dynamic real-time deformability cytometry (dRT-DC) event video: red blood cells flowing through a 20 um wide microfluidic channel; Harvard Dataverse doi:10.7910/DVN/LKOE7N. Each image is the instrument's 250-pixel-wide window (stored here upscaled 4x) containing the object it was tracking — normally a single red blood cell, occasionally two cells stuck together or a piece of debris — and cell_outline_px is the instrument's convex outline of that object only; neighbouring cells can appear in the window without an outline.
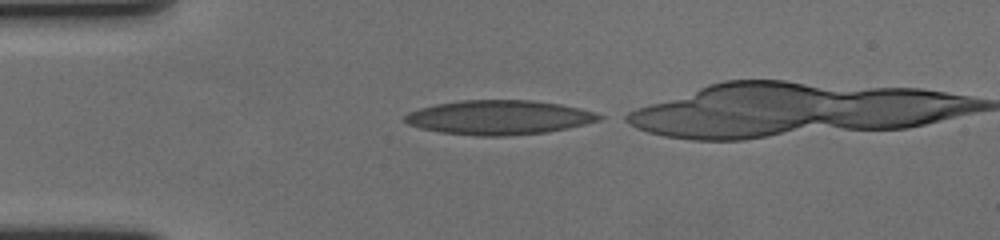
{"species": "human", "species_latin": "Homo sapiens", "temperature_condition": "cold", "stored_images_in_passage": 37, "camera_frame_rate_fps": 3000, "um_per_image_px": 0.085, "donor": {"sex": "female"}, "frame": {"image": 1, "passage_image": 1, "time_ms": 0.0, "image_size_px": [1000, 240], "cell_outline_px": [[604, 116], [600, 120], [568, 128], [548, 132], [504, 136], [476, 136], [440, 132], [420, 128], [408, 124], [404, 120], [404, 116], [408, 112], [420, 108], [436, 104], [460, 100], [532, 100], [560, 104], [580, 108], [596, 112]], "centroid_in_image_um": [42.42, 9.98], "position_along_channel_um": 42.6, "area_um2": 39.02}}
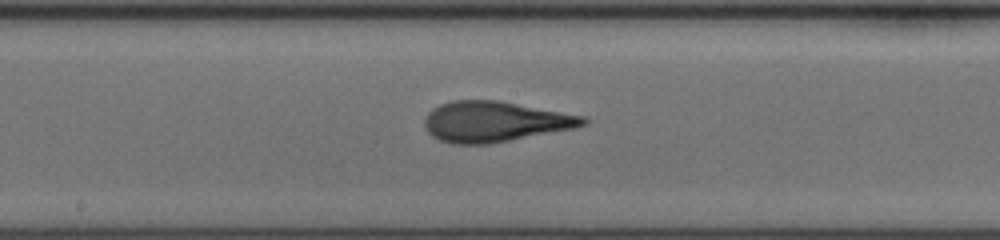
{"frame": {"image": 2, "passage_image": 17, "time_ms": 5.333, "image_size_px": [1000, 240], "cell_outline_px": [[588, 124], [576, 128], [488, 144], [452, 144], [440, 140], [432, 136], [428, 132], [424, 124], [424, 120], [428, 112], [432, 108], [440, 104], [452, 100], [500, 100], [584, 116], [588, 120]], "centroid_in_image_um": [42.06, 10.33], "position_along_channel_um": 206.1, "area_um2": 37.57}}
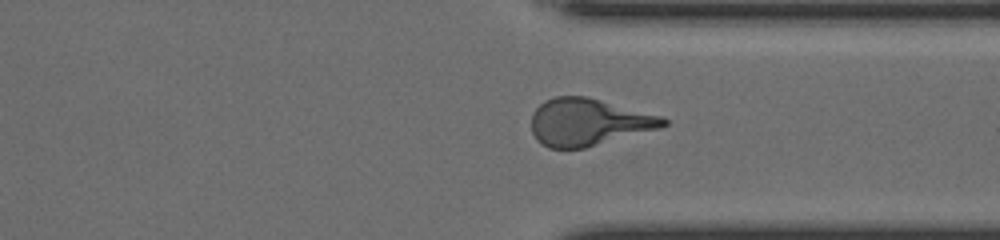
{"frame": {"image": 3, "passage_image": 30, "time_ms": 9.667, "image_size_px": [1000, 240], "cell_outline_px": [[668, 124], [660, 128], [584, 148], [548, 148], [540, 144], [536, 140], [532, 132], [532, 112], [544, 100], [556, 96], [588, 96], [664, 116], [668, 120]], "centroid_in_image_um": [50.02, 10.37], "position_along_channel_um": 361.4, "area_um2": 36.53}, "authors_computed_cell_mechanics": {"area_um2": 36.992, "velocity_mm_per_s": 3.575, "shape_relaxation_time_tau1_ms": null, "shape_relaxation_time_tau2_ms": 1.4203, "deformation_change_tau1": null, "deformation_change_tau2": 0.1036}}